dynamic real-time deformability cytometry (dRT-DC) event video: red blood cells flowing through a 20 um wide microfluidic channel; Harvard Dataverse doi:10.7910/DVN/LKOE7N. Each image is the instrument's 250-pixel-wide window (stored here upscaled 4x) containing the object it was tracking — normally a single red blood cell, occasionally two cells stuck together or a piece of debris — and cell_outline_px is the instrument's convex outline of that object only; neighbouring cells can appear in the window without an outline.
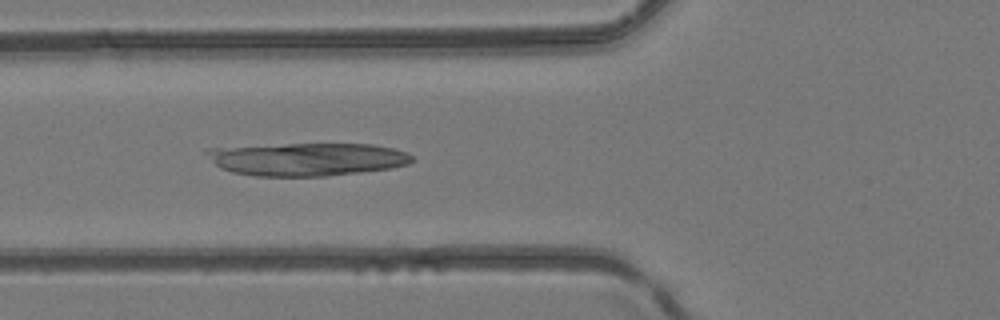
{"species": "common noctule bat (a hibernating species)", "species_latin": "Nyctalus noctula", "temperature_condition": "room temperature", "stored_images_in_passage": 5, "camera_frame_rate_fps": 3000, "um_per_image_px": 0.085, "animal": {"sex": "female", "body_mass_g": 24.6, "forearm_length_mm": 56.2}, "frame": {"image": 1, "passage_image": 5, "time_ms": 4.667, "image_size_px": [1000, 320], "cell_outline_px": [[412, 160], [408, 164], [392, 168], [360, 172], [324, 176], [256, 176], [232, 172], [220, 168], [204, 152], [208, 148], [288, 144], [372, 144], [392, 148], [408, 152], [412, 156]], "centroid_in_image_um": [26.11, 13.53], "position_along_channel_um": 99.7, "area_um2": 39.3}}